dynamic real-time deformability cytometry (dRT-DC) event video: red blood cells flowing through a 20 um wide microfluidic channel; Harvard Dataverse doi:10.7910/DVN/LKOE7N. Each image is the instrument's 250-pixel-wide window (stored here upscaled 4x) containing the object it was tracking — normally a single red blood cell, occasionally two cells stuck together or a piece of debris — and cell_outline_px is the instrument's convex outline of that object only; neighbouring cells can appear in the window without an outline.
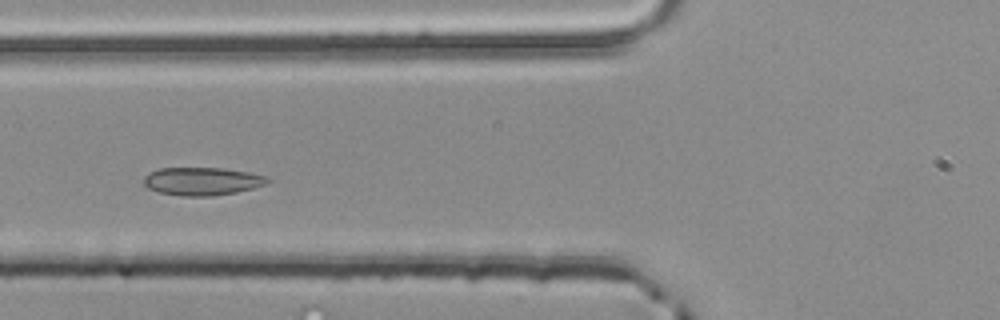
{"species": "common noctule bat (a hibernating species)", "species_latin": "Nyctalus noctula", "temperature_condition": "room temperature", "stored_images_in_passage": 3, "camera_frame_rate_fps": 3000, "um_per_image_px": 0.085, "animal": {"sex": "male", "body_mass_g": 20.4}, "frame": {"image": 1, "passage_image": 3, "time_ms": 0.667, "image_size_px": [1000, 320], "cell_outline_px": [[272, 180], [268, 184], [236, 192], [212, 196], [180, 196], [160, 192], [148, 188], [144, 184], [144, 176], [148, 172], [160, 168], [224, 168], [248, 172], [264, 176]], "centroid_in_image_um": [17.18, 15.4], "position_along_channel_um": 108.6, "area_um2": 20.23}}